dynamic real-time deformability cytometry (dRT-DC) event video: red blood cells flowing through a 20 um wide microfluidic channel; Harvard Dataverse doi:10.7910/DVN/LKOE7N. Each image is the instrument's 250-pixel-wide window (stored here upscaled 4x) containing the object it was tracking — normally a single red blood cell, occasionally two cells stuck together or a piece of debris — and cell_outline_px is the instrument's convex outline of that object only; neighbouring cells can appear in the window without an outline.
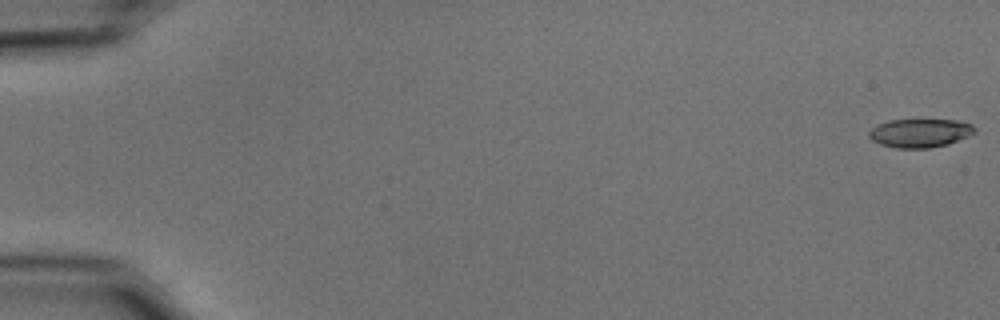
{"species": "common noctule bat (a hibernating species)", "species_latin": "Nyctalus noctula", "temperature_condition": "cold", "stored_images_in_passage": 55, "camera_frame_rate_fps": 3000, "um_per_image_px": 0.085, "animal": {"sex": "male", "body_mass_g": 15.6}, "frame": {"image": 1, "passage_image": 1, "time_ms": 0.0, "image_size_px": [1000, 320], "cell_outline_px": [[976, 132], [968, 136], [948, 144], [928, 148], [896, 148], [880, 144], [872, 140], [868, 136], [868, 132], [872, 128], [888, 120], [956, 120], [972, 124], [976, 128]], "centroid_in_image_um": [78.21, 11.31], "position_along_channel_um": 6.8, "area_um2": 17.57}}
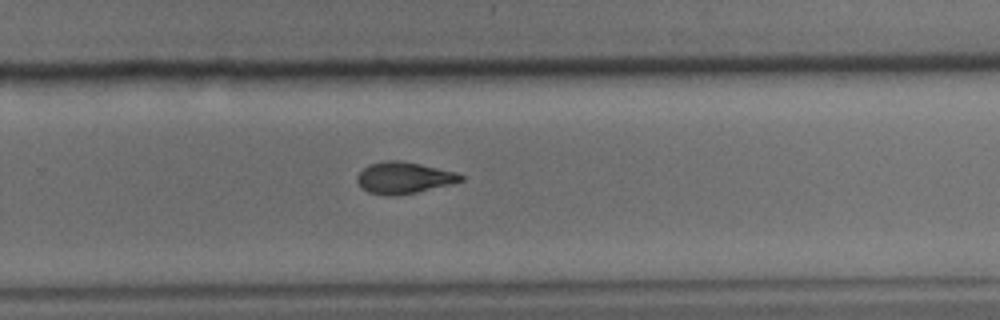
{"frame": {"image": 2, "passage_image": 37, "time_ms": 12.0, "image_size_px": [1000, 320], "cell_outline_px": [[464, 180], [416, 192], [392, 196], [388, 196], [368, 192], [356, 180], [356, 176], [368, 164], [384, 160], [400, 160], [420, 164], [456, 172], [464, 176]], "centroid_in_image_um": [34.3, 15.1], "position_along_channel_um": 295.5, "area_um2": 18.84}}
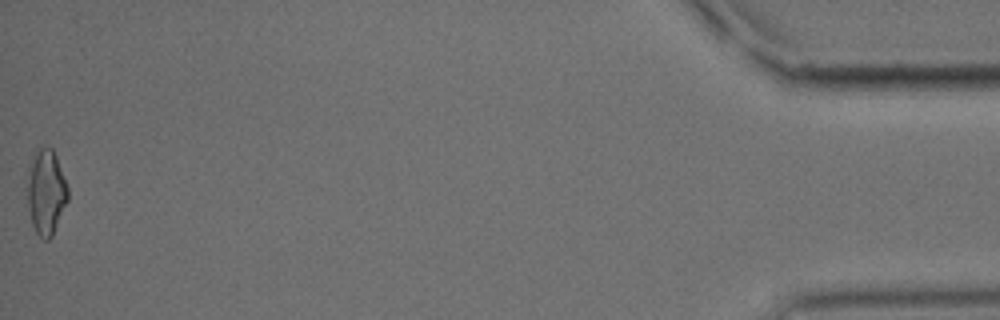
{"frame": {"image": 3, "passage_image": 55, "time_ms": 18.0, "image_size_px": [1000, 320], "cell_outline_px": [[68, 200], [52, 236], [48, 240], [44, 240], [36, 232], [32, 224], [28, 208], [28, 168], [36, 148], [48, 144], [52, 148], [56, 156], [68, 188]], "centroid_in_image_um": [3.91, 16.29], "position_along_channel_um": 431.3, "area_um2": 20.17}, "authors_computed_cell_mechanics": {"area_um2": 19.0162, "velocity_mm_per_s": 3.7363, "shape_relaxation_time_tau1_ms": 5.6706, "shape_relaxation_time_tau2_ms": 2.4776, "deformation_change_tau1": 0.1677, "deformation_change_tau2": 0.0932}}